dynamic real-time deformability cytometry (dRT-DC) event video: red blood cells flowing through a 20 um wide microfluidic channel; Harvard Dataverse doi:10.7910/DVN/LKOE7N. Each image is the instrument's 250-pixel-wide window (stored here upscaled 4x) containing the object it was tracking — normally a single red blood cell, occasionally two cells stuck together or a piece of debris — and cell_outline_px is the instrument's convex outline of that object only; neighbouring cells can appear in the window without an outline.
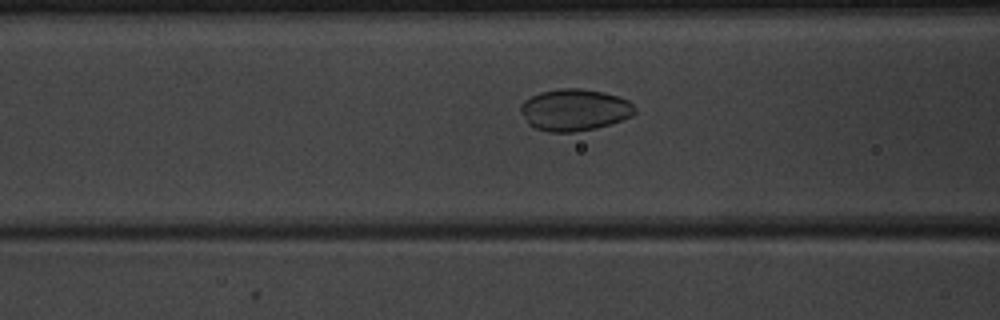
{"species": "common noctule bat (a hibernating species)", "species_latin": "Nyctalus noctula", "temperature_condition": "warm", "stored_images_in_passage": 52, "camera_frame_rate_fps": 3000, "um_per_image_px": 0.085, "animal": {"sex": "male", "body_mass_g": 20.1, "forearm_length_mm": 53.5}, "frame": {"image": 1, "passage_image": 22, "time_ms": 7.0, "image_size_px": [1000, 320], "cell_outline_px": [[636, 112], [632, 116], [596, 128], [572, 132], [548, 132], [536, 128], [528, 124], [520, 112], [520, 104], [524, 100], [540, 92], [560, 88], [580, 88], [604, 92], [628, 100], [636, 108]], "centroid_in_image_um": [48.81, 9.33], "position_along_channel_um": 117.8, "area_um2": 27.8}}
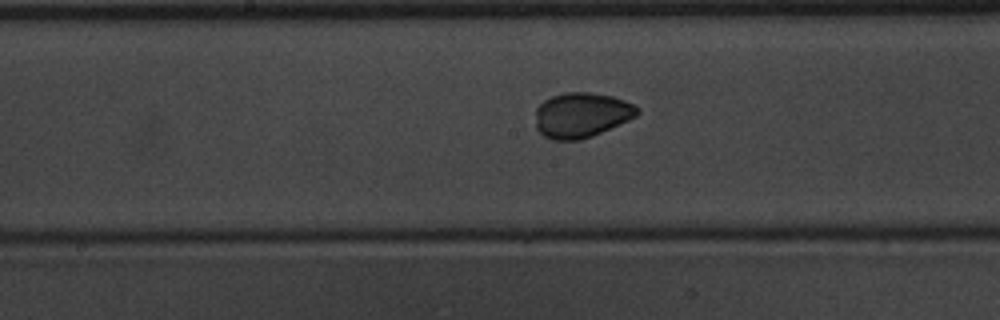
{"frame": {"image": 2, "passage_image": 28, "time_ms": 9.0, "image_size_px": [1000, 320], "cell_outline_px": [[640, 112], [636, 116], [620, 124], [592, 136], [580, 140], [552, 140], [544, 136], [536, 128], [536, 108], [544, 100], [552, 96], [564, 92], [588, 92], [612, 96], [624, 100], [640, 108]], "centroid_in_image_um": [49.42, 9.78], "position_along_channel_um": 198.8, "area_um2": 26.76}}
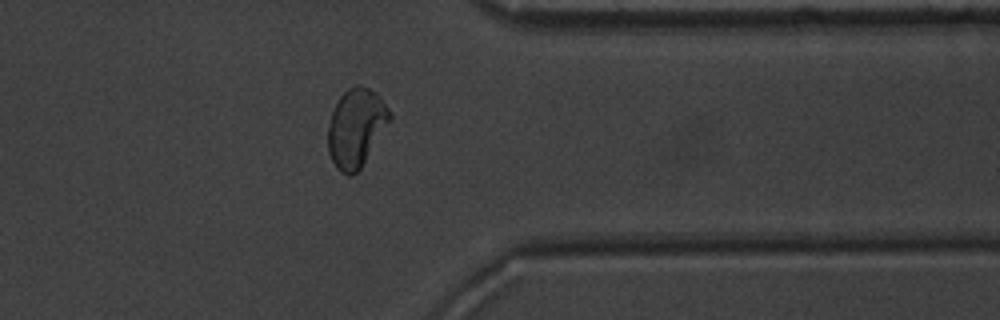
{"frame": {"image": 3, "passage_image": 42, "time_ms": 13.667, "image_size_px": [1000, 320], "cell_outline_px": [[392, 120], [360, 168], [352, 176], [348, 176], [340, 172], [336, 168], [328, 152], [328, 128], [332, 112], [340, 96], [348, 88], [356, 84], [360, 84], [376, 92], [380, 96], [388, 108], [392, 116]], "centroid_in_image_um": [30.28, 10.85], "position_along_channel_um": 381.1, "area_um2": 28.32}, "authors_computed_cell_mechanics": {"area_um2": 27.9463, "velocity_mm_per_s": 4.0303, "shape_relaxation_time_tau1_ms": 1.9873, "shape_relaxation_time_tau2_ms": 0.9533, "deformation_change_tau1": 0.0889, "deformation_change_tau2": 0.0405}}